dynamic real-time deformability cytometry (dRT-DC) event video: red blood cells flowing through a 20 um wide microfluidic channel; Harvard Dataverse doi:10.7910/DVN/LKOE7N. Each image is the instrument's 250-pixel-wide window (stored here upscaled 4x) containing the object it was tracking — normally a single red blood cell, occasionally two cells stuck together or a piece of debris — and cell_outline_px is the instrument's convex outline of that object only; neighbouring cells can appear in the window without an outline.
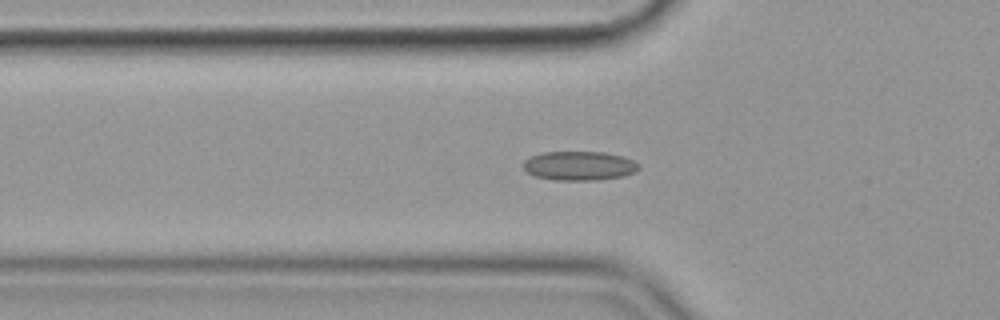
{"species": "common noctule bat (a hibernating species)", "species_latin": "Nyctalus noctula", "temperature_condition": "cold", "stored_images_in_passage": 52, "camera_frame_rate_fps": 3000, "um_per_image_px": 0.085, "animal": {"sex": "female", "body_mass_g": 19.9}, "frame": {"image": 1, "passage_image": 14, "time_ms": 4.333, "image_size_px": [1000, 320], "cell_outline_px": [[640, 168], [624, 176], [596, 180], [556, 180], [536, 176], [528, 172], [524, 168], [524, 160], [532, 156], [544, 152], [604, 152], [620, 156], [632, 160]], "centroid_in_image_um": [49.22, 14.09], "position_along_channel_um": 76.6, "area_um2": 19.25}}
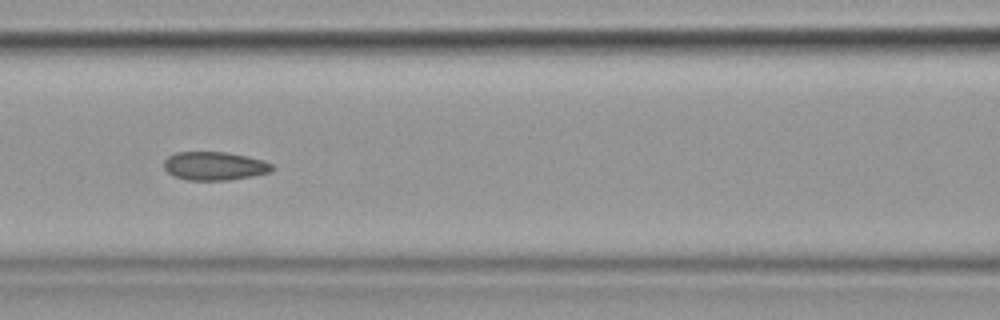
{"frame": {"image": 2, "passage_image": 20, "time_ms": 6.333, "image_size_px": [1000, 320], "cell_outline_px": [[276, 168], [272, 172], [252, 176], [228, 180], [188, 180], [172, 176], [164, 168], [164, 160], [168, 156], [176, 152], [224, 152], [264, 160], [272, 164]], "centroid_in_image_um": [18.24, 14.11], "position_along_channel_um": 148.4, "area_um2": 18.03}}
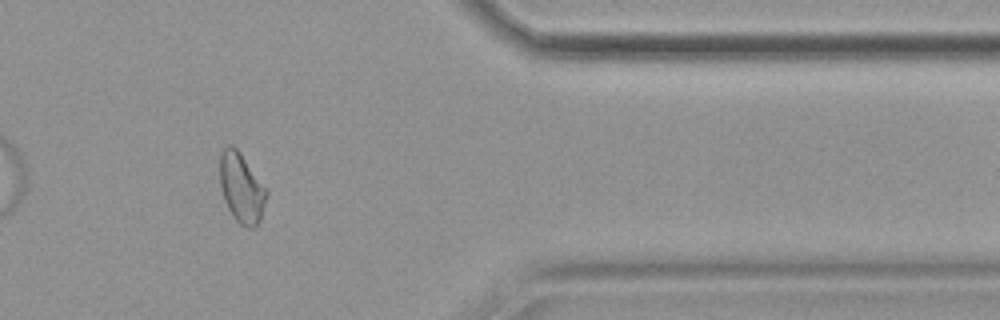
{"frame": {"image": 3, "passage_image": 42, "time_ms": 13.667, "image_size_px": [1000, 320], "cell_outline_px": [[268, 196], [260, 220], [252, 228], [248, 228], [240, 224], [232, 216], [224, 200], [220, 184], [220, 152], [228, 144], [232, 144], [240, 152], [268, 188]], "centroid_in_image_um": [20.55, 15.95], "position_along_channel_um": 390.9, "area_um2": 19.25}, "authors_computed_cell_mechanics": {"area_um2": 19.0162, "velocity_mm_per_s": 3.567, "shape_relaxation_time_tau1_ms": null, "shape_relaxation_time_tau2_ms": 1.442, "deformation_change_tau1": null, "deformation_change_tau2": 0.0753}}